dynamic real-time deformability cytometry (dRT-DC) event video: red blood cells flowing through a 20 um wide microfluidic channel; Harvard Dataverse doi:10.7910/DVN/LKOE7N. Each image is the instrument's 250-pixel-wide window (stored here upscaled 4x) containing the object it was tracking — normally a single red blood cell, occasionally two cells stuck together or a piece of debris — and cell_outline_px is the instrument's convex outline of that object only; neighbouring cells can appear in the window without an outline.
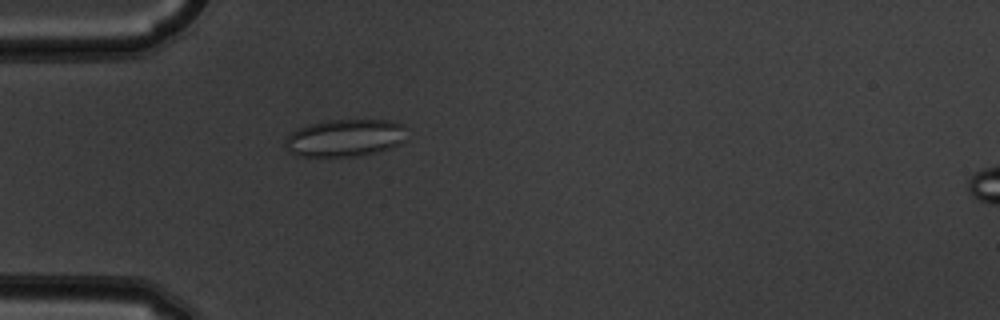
{"species": "common noctule bat (a hibernating species)", "species_latin": "Nyctalus noctula", "temperature_condition": "warm", "stored_images_in_passage": 53, "camera_frame_rate_fps": 3000, "um_per_image_px": 0.085, "animal": {"sex": "male", "body_mass_g": 19.5, "forearm_length_mm": 54.6}, "frame": {"image": 1, "passage_image": 16, "time_ms": 5.0, "image_size_px": [1000, 320], "cell_outline_px": [[408, 140], [392, 148], [364, 156], [296, 156], [288, 152], [284, 144], [284, 140], [296, 128], [308, 124], [328, 120], [388, 120], [404, 124]], "centroid_in_image_um": [29.36, 11.73], "position_along_channel_um": 55.6, "area_um2": 27.11}}
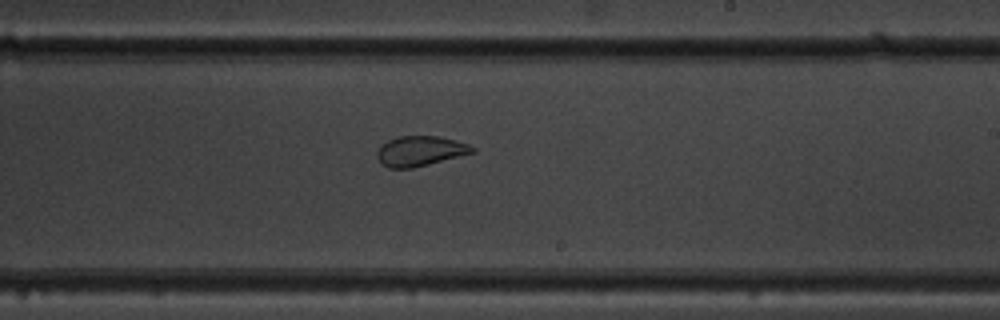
{"frame": {"image": 2, "passage_image": 32, "time_ms": 10.333, "image_size_px": [1000, 320], "cell_outline_px": [[476, 152], [412, 168], [388, 168], [380, 164], [376, 156], [376, 152], [380, 144], [388, 140], [400, 136], [440, 136], [456, 140], [468, 144], [476, 148]], "centroid_in_image_um": [35.69, 12.83], "position_along_channel_um": 253.3, "area_um2": 16.88}}
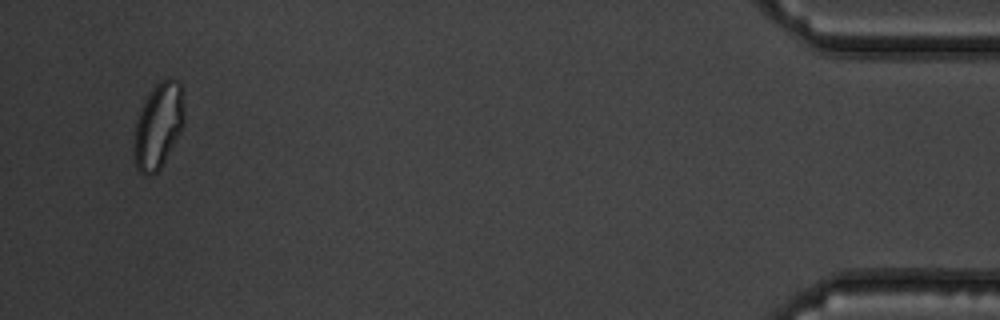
{"frame": {"image": 3, "passage_image": 51, "time_ms": 16.667, "image_size_px": [1000, 320], "cell_outline_px": [[184, 124], [180, 132], [160, 168], [156, 172], [148, 176], [144, 176], [136, 168], [132, 148], [132, 144], [136, 120], [152, 88], [160, 80], [168, 76], [172, 76], [180, 80], [184, 108]], "centroid_in_image_um": [13.45, 10.66], "position_along_channel_um": 421.8, "area_um2": 25.32}, "authors_computed_cell_mechanics": {"area_um2": 23.409, "velocity_mm_per_s": 3.8415, "shape_relaxation_time_tau1_ms": null, "shape_relaxation_time_tau2_ms": 1.2655, "deformation_change_tau1": null, "deformation_change_tau2": 0.0722}}